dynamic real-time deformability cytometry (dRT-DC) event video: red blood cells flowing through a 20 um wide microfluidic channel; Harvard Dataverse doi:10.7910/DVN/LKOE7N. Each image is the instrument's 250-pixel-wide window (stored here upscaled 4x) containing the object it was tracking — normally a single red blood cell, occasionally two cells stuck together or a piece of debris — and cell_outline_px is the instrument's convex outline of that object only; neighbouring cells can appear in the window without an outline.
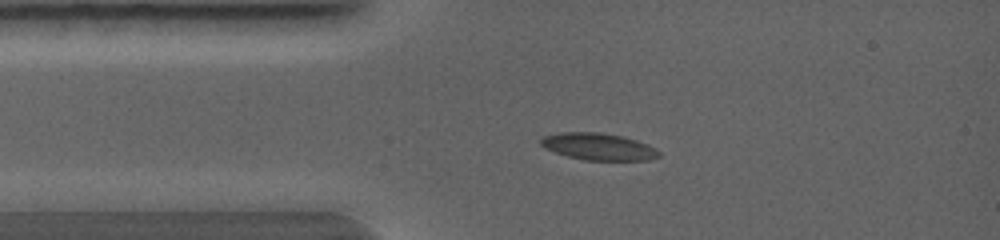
{"species": "common noctule bat (a hibernating species)", "species_latin": "Nyctalus noctula", "temperature_condition": "warm", "stored_images_in_passage": 6, "camera_frame_rate_fps": 5000, "um_per_image_px": 0.085, "animal": {"sex": "female", "body_mass_g": 19.0, "forearm_length_mm": 56.7}, "frame": {"image": 1, "passage_image": 2, "time_ms": 0.6, "image_size_px": [1000, 240], "cell_outline_px": [[660, 156], [648, 160], [584, 160], [568, 156], [544, 148], [540, 144], [540, 140], [544, 136], [560, 132], [600, 132], [620, 136], [636, 140], [648, 144], [656, 148], [660, 152]], "centroid_in_image_um": [50.87, 12.46], "position_along_channel_um": 34.1, "area_um2": 18.5}}
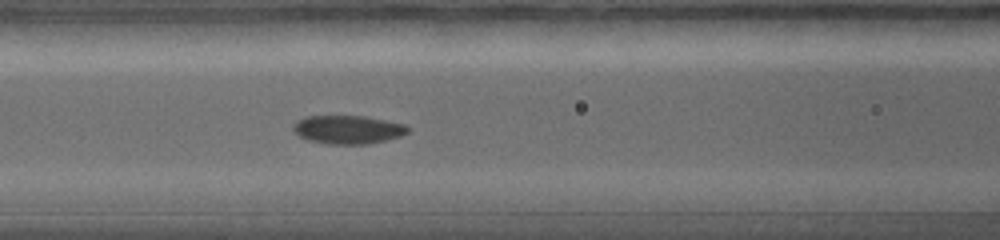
{"frame": {"image": 2, "passage_image": 5, "time_ms": 2.4, "image_size_px": [1000, 240], "cell_outline_px": [[408, 132], [400, 136], [368, 144], [328, 144], [308, 140], [300, 136], [292, 128], [292, 124], [296, 120], [304, 116], [364, 116], [404, 124], [408, 128]], "centroid_in_image_um": [29.52, 11.01], "position_along_channel_um": 137.1, "area_um2": 18.9}}
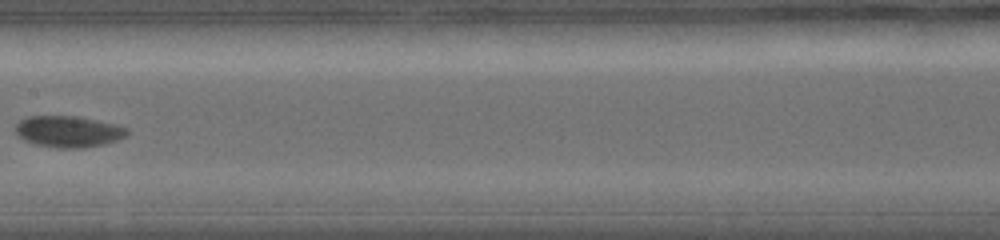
{"frame": {"image": 3, "passage_image": 6, "time_ms": 3.4, "image_size_px": [1000, 240], "cell_outline_px": [[128, 132], [124, 136], [116, 140], [104, 144], [84, 148], [56, 148], [36, 144], [24, 140], [16, 132], [16, 124], [20, 120], [28, 116], [76, 116], [116, 124], [128, 128]], "centroid_in_image_um": [5.81, 11.18], "position_along_channel_um": 201.6, "area_um2": 20.29}}